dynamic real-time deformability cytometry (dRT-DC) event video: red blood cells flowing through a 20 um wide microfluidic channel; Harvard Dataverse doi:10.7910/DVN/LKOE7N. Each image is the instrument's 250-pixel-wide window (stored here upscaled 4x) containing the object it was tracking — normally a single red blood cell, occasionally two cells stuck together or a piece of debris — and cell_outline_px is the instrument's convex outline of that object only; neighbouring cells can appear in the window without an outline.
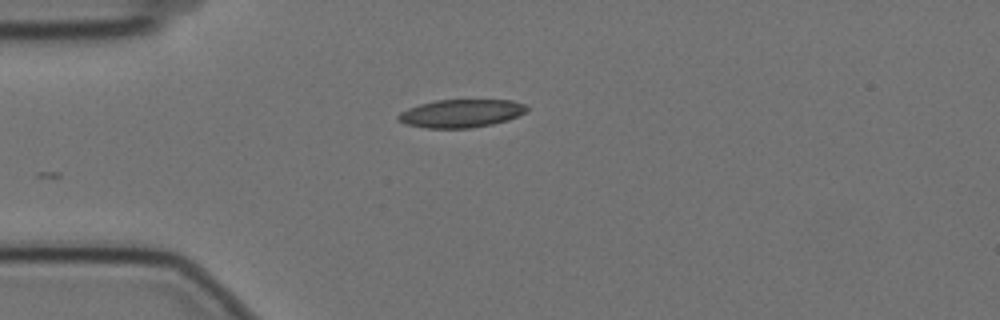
{"species": "Egyptian fruit bat (a non-hibernating species)", "species_latin": "Rousettus aegyptiacus", "temperature_condition": "cold", "stored_images_in_passage": 18, "camera_frame_rate_fps": 3000, "um_per_image_px": 0.085, "animal": {"sex": "female"}, "frame": {"image": 1, "passage_image": 1, "time_ms": 0.0, "image_size_px": [1000, 320], "cell_outline_px": [[528, 112], [508, 120], [492, 124], [472, 128], [424, 128], [404, 124], [396, 120], [396, 116], [400, 112], [408, 108], [420, 104], [436, 100], [512, 100], [524, 104], [528, 108]], "centroid_in_image_um": [39.17, 9.64], "position_along_channel_um": 45.8, "area_um2": 21.27}}
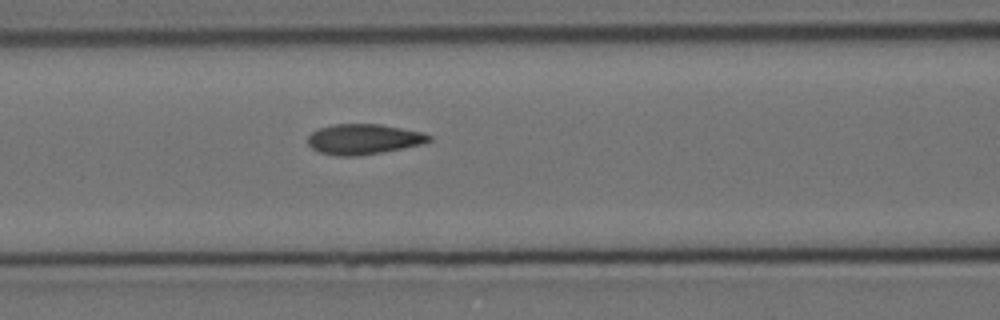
{"frame": {"image": 2, "passage_image": 10, "time_ms": 3.0, "image_size_px": [1000, 320], "cell_outline_px": [[432, 140], [424, 144], [380, 152], [356, 156], [336, 156], [320, 152], [312, 148], [308, 144], [308, 136], [312, 132], [320, 128], [336, 124], [380, 124], [420, 132], [432, 136]], "centroid_in_image_um": [30.9, 11.83], "position_along_channel_um": 135.7, "area_um2": 21.21}}
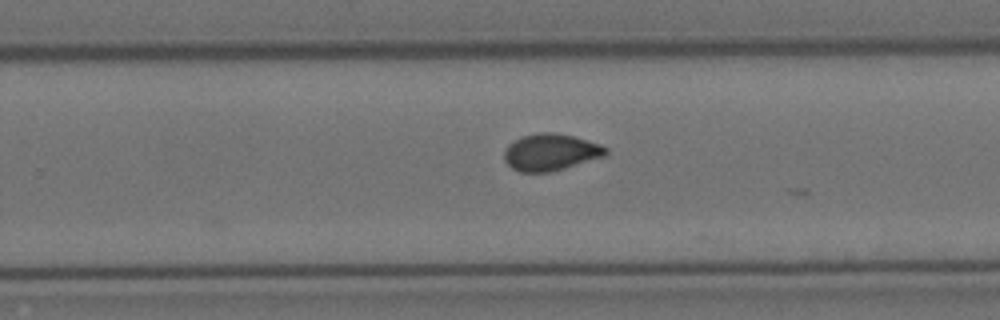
{"frame": {"image": 3, "passage_image": 17, "time_ms": 5.333, "image_size_px": [1000, 320], "cell_outline_px": [[608, 156], [564, 168], [548, 172], [520, 172], [512, 168], [504, 160], [504, 148], [508, 144], [524, 136], [540, 132], [556, 132], [572, 136], [600, 144], [608, 148]], "centroid_in_image_um": [46.82, 12.94], "position_along_channel_um": 283.0, "area_um2": 21.85}}